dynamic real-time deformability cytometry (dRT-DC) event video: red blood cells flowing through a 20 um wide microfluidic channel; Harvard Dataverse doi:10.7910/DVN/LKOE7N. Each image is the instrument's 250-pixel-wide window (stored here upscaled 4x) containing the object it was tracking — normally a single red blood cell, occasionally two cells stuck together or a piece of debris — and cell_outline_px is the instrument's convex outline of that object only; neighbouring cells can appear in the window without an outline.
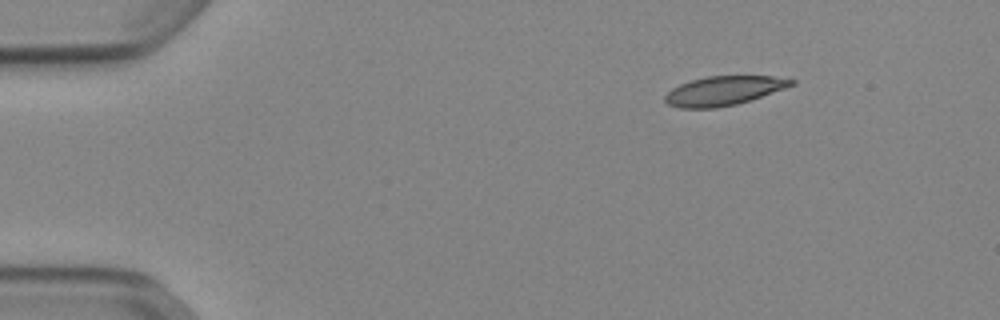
{"species": "Egyptian fruit bat (a non-hibernating species)", "species_latin": "Rousettus aegyptiacus", "temperature_condition": "cold", "stored_images_in_passage": 46, "camera_frame_rate_fps": 3000, "um_per_image_px": 0.085, "animal": {"sex": "female"}, "frame": {"image": 1, "passage_image": 1, "time_ms": 0.0, "image_size_px": [1000, 320], "cell_outline_px": [[796, 84], [736, 104], [716, 108], [680, 108], [668, 104], [664, 100], [664, 96], [672, 88], [680, 84], [692, 80], [708, 76], [772, 76], [796, 80]], "centroid_in_image_um": [61.49, 7.71], "position_along_channel_um": 23.5, "area_um2": 21.21}}
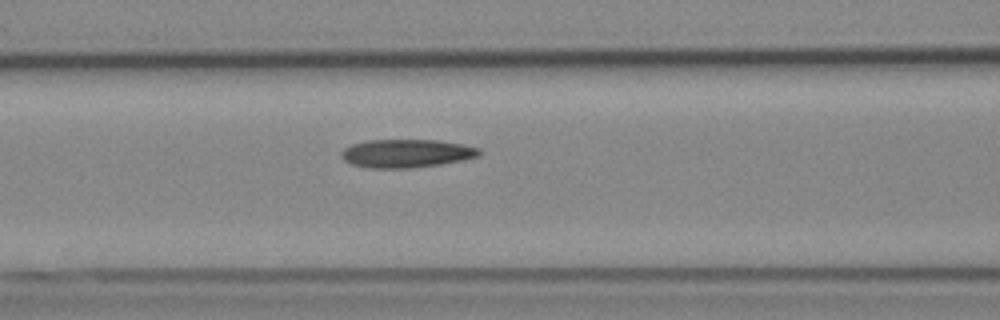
{"frame": {"image": 2, "passage_image": 16, "time_ms": 5.0, "image_size_px": [1000, 320], "cell_outline_px": [[480, 156], [464, 160], [440, 164], [412, 168], [372, 168], [352, 164], [344, 160], [340, 156], [340, 152], [344, 148], [352, 144], [368, 140], [440, 140], [480, 148]], "centroid_in_image_um": [34.55, 13.04], "position_along_channel_um": 132.1, "area_um2": 22.77}}
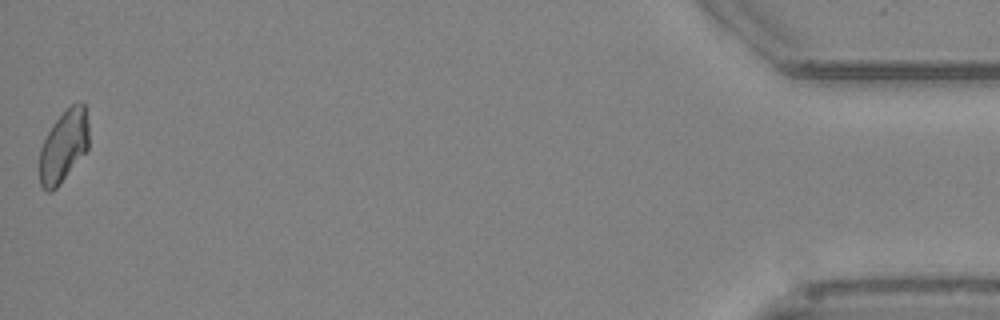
{"frame": {"image": 3, "passage_image": 46, "time_ms": 15.0, "image_size_px": [1000, 320], "cell_outline_px": [[88, 148], [60, 184], [52, 192], [48, 192], [40, 184], [40, 148], [52, 124], [72, 104], [84, 104], [88, 124]], "centroid_in_image_um": [5.4, 12.45], "position_along_channel_um": 429.8, "area_um2": 20.29}, "authors_computed_cell_mechanics": {"area_um2": 22.1663, "velocity_mm_per_s": 3.8828, "shape_relaxation_time_tau1_ms": null, "shape_relaxation_time_tau2_ms": 5.4868, "deformation_change_tau1": null, "deformation_change_tau2": 0.1288}}